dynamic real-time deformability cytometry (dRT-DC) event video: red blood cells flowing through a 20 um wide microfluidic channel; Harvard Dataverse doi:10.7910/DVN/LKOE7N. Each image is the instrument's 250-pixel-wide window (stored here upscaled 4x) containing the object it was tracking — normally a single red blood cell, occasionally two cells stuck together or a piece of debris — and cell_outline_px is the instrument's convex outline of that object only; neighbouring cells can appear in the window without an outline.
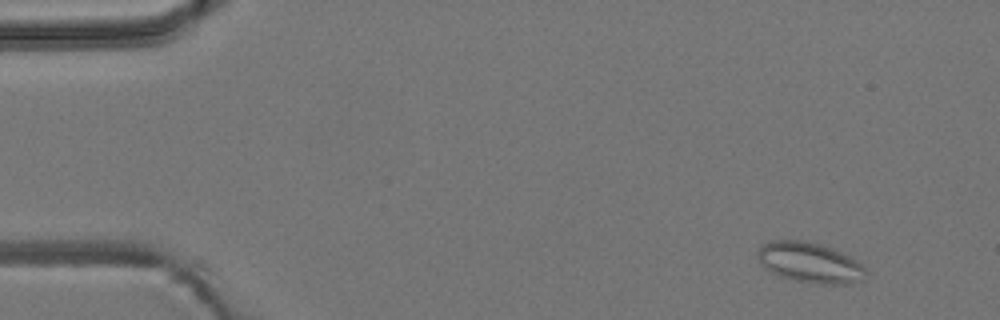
{"species": "common noctule bat (a hibernating species)", "species_latin": "Nyctalus noctula", "temperature_condition": "room temperature", "stored_images_in_passage": 6, "camera_frame_rate_fps": 3000, "um_per_image_px": 0.085, "animal": {"sex": "male", "body_mass_g": 19.2, "forearm_length_mm": 51.8}, "frame": {"image": 1, "passage_image": 5, "time_ms": 1.333, "image_size_px": [1000, 320], "cell_outline_px": [[864, 280], [852, 284], [820, 284], [792, 280], [780, 276], [764, 268], [760, 264], [756, 256], [756, 252], [760, 244], [772, 240], [804, 240], [820, 244], [832, 248], [852, 256], [864, 268]], "centroid_in_image_um": [68.79, 22.31], "position_along_channel_um": 16.2, "area_um2": 25.84}}